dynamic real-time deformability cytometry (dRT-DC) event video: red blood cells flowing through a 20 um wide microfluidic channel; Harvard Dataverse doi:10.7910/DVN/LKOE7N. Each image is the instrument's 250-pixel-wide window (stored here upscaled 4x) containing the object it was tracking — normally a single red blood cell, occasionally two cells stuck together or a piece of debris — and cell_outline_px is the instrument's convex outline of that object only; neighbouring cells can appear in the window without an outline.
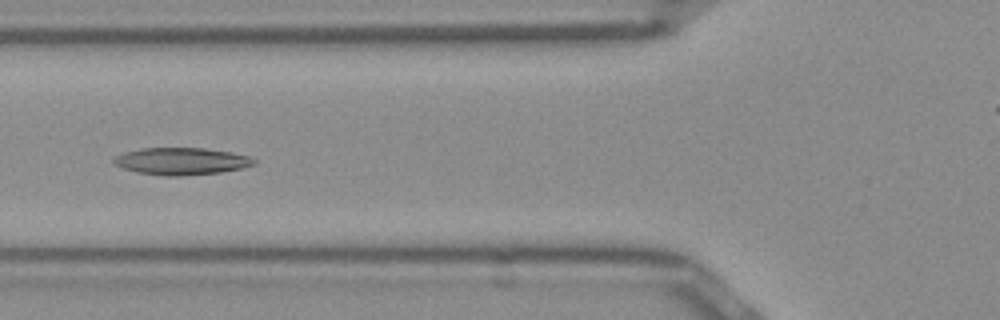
{"species": "Egyptian fruit bat (a non-hibernating species)", "species_latin": "Rousettus aegyptiacus", "temperature_condition": "room temperature", "stored_images_in_passage": 52, "camera_frame_rate_fps": 3000, "um_per_image_px": 0.085, "frame": {"image": 1, "passage_image": 18, "time_ms": 5.667, "image_size_px": [1000, 320], "cell_outline_px": [[256, 160], [252, 164], [240, 168], [220, 172], [176, 176], [164, 176], [136, 172], [112, 164], [112, 160], [116, 156], [124, 152], [140, 148], [204, 148], [228, 152], [248, 156]], "centroid_in_image_um": [15.33, 13.7], "position_along_channel_um": 110.5, "area_um2": 21.91}}
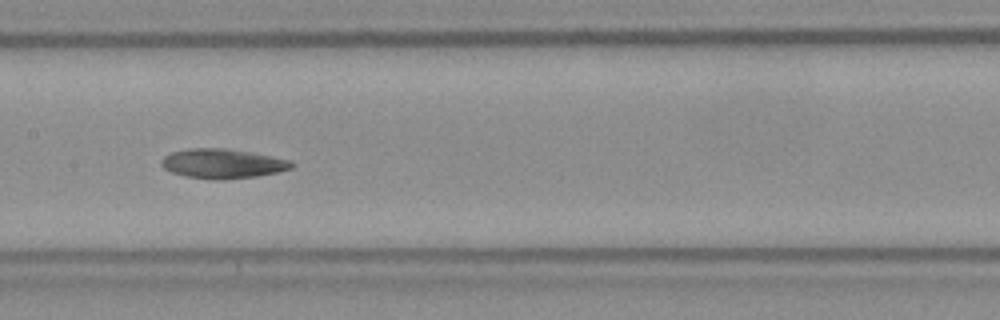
{"frame": {"image": 2, "passage_image": 24, "time_ms": 7.667, "image_size_px": [1000, 320], "cell_outline_px": [[292, 168], [276, 172], [256, 176], [220, 180], [188, 176], [172, 172], [164, 168], [160, 164], [160, 160], [164, 156], [172, 152], [188, 148], [224, 148], [252, 152], [288, 160], [292, 164]], "centroid_in_image_um": [18.87, 13.89], "position_along_channel_um": 188.5, "area_um2": 22.08}}
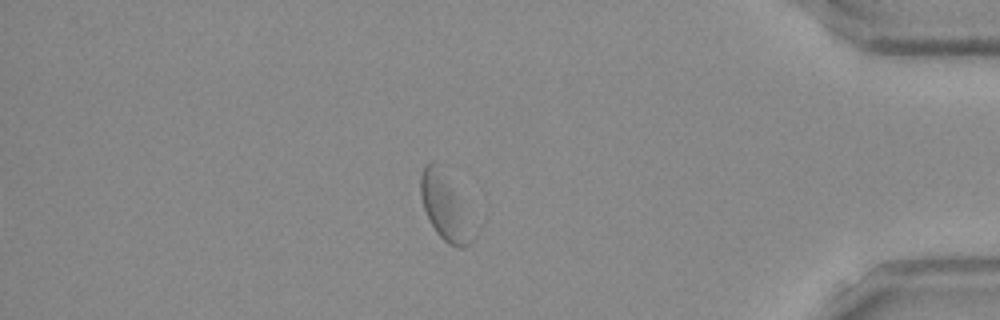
{"frame": {"image": 3, "passage_image": 43, "time_ms": 14.0, "image_size_px": [1000, 320], "cell_outline_px": [[472, 240], [464, 248], [456, 248], [448, 244], [436, 232], [424, 208], [420, 192], [420, 176], [424, 168], [432, 160], [436, 160], [452, 192]], "centroid_in_image_um": [37.64, 17.6], "position_along_channel_um": 397.6, "area_um2": 17.51}, "authors_computed_cell_mechanics": {"area_um2": 21.9062, "velocity_mm_per_s": 3.9013, "shape_relaxation_time_tau1_ms": 4.9773, "shape_relaxation_time_tau2_ms": 4.8154, "deformation_change_tau1": 0.1503, "deformation_change_tau2": 0.1059}}